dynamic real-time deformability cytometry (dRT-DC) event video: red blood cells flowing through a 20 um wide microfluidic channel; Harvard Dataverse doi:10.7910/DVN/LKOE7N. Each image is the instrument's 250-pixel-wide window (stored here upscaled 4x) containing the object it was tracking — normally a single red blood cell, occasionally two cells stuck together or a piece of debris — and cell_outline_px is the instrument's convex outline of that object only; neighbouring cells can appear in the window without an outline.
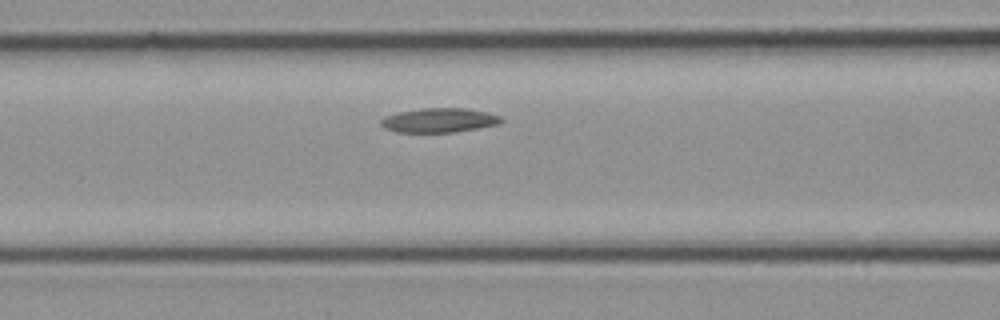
{"species": "common noctule bat (a hibernating species)", "species_latin": "Nyctalus noctula", "temperature_condition": "cold", "stored_images_in_passage": 6, "camera_frame_rate_fps": 3000, "um_per_image_px": 0.085, "animal": {"sex": "female", "body_mass_g": 21.9}, "frame": {"image": 1, "passage_image": 6, "time_ms": 1.667, "image_size_px": [1000, 320], "cell_outline_px": [[504, 120], [500, 124], [452, 132], [396, 132], [384, 128], [380, 124], [380, 120], [384, 116], [400, 112], [420, 108], [464, 108], [488, 112], [500, 116]], "centroid_in_image_um": [37.32, 10.22], "position_along_channel_um": 129.3, "area_um2": 17.05}}